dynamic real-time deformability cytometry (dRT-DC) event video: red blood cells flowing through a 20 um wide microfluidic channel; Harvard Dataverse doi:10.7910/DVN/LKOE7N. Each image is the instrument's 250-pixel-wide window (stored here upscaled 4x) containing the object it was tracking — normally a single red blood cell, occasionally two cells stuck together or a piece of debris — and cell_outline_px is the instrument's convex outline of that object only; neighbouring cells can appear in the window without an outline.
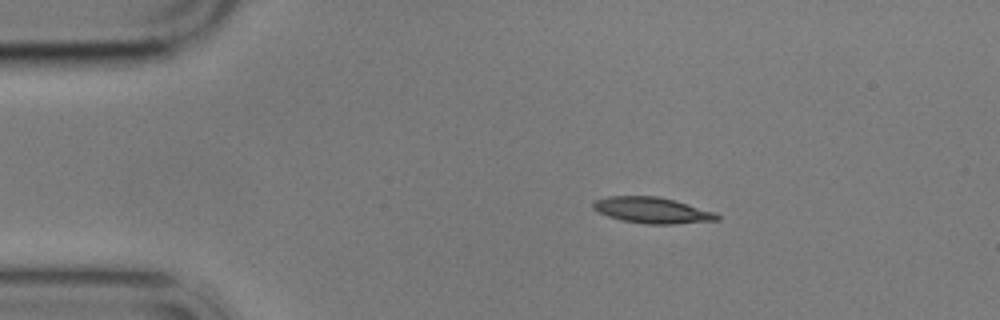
{"species": "common noctule bat (a hibernating species)", "species_latin": "Nyctalus noctula", "temperature_condition": "cold", "stored_images_in_passage": 7, "camera_frame_rate_fps": 3000, "um_per_image_px": 0.085, "animal": {"sex": "male", "body_mass_g": 17.9}, "frame": {"image": 1, "passage_image": 1, "time_ms": 0.0, "image_size_px": [1000, 320], "cell_outline_px": [[720, 220], [672, 224], [648, 224], [620, 220], [608, 216], [592, 208], [592, 200], [608, 196], [660, 196], [676, 200], [716, 212], [720, 216]], "centroid_in_image_um": [55.44, 17.86], "position_along_channel_um": 29.6, "area_um2": 19.02}}
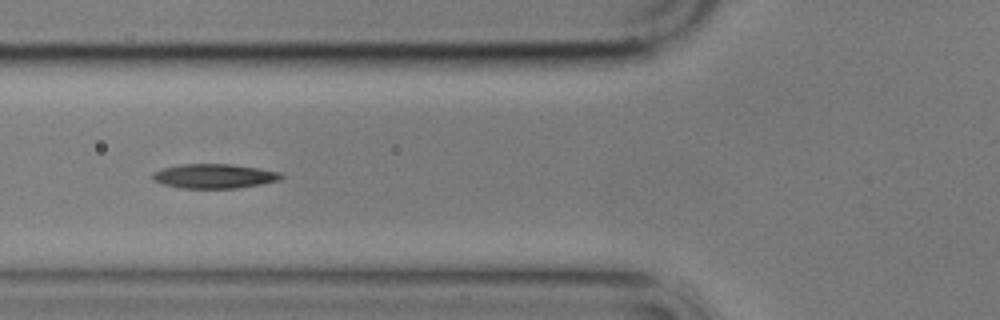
{"frame": {"image": 2, "passage_image": 4, "time_ms": 3.667, "image_size_px": [1000, 320], "cell_outline_px": [[284, 176], [280, 180], [260, 184], [236, 188], [180, 188], [164, 184], [152, 180], [152, 172], [164, 168], [180, 164], [232, 164], [260, 168], [280, 172]], "centroid_in_image_um": [18.21, 14.96], "position_along_channel_um": 107.6, "area_um2": 18.32}}
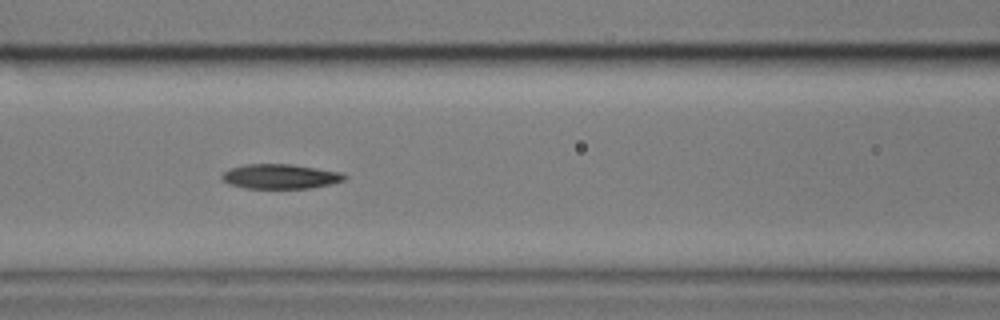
{"frame": {"image": 3, "passage_image": 5, "time_ms": 4.667, "image_size_px": [1000, 320], "cell_outline_px": [[348, 176], [344, 180], [312, 188], [244, 188], [228, 184], [220, 176], [228, 168], [244, 164], [292, 164], [340, 172]], "centroid_in_image_um": [23.78, 14.99], "position_along_channel_um": 142.8, "area_um2": 17.63}}